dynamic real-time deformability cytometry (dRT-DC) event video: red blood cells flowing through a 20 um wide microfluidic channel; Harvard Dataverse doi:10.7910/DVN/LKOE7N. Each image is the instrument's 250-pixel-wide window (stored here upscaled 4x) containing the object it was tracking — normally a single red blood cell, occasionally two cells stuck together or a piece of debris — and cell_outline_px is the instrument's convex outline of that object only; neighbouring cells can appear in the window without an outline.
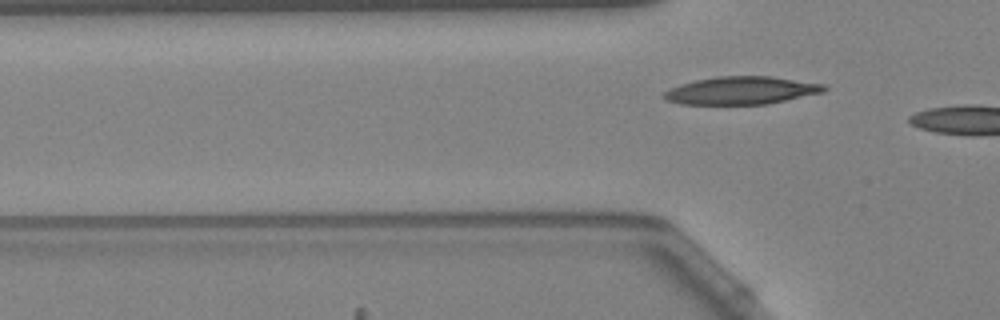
{"species": "Egyptian fruit bat (a non-hibernating species)", "species_latin": "Rousettus aegyptiacus", "temperature_condition": "warm", "stored_images_in_passage": 6, "camera_frame_rate_fps": 3000, "um_per_image_px": 0.085, "animal": {"sex": "female"}, "frame": {"image": 1, "passage_image": 6, "time_ms": 1.667, "image_size_px": [1000, 320], "cell_outline_px": [[828, 88], [824, 92], [768, 104], [680, 104], [664, 100], [660, 96], [664, 92], [680, 84], [696, 80], [716, 76], [772, 76], [824, 84]], "centroid_in_image_um": [63.0, 7.69], "position_along_channel_um": 62.8, "area_um2": 26.07}}